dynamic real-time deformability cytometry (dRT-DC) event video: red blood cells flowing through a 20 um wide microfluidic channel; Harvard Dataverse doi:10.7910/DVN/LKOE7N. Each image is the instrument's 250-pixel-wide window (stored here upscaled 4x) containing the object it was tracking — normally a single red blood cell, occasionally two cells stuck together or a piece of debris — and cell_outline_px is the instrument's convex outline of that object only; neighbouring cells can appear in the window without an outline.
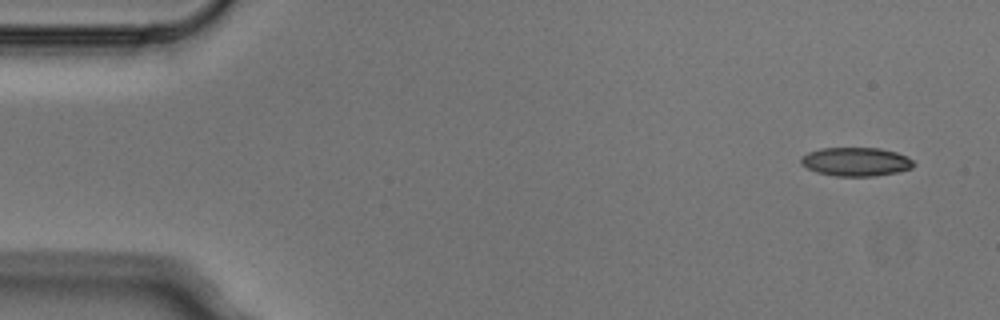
{"species": "Egyptian fruit bat (a non-hibernating species)", "species_latin": "Rousettus aegyptiacus", "temperature_condition": "cold", "stored_images_in_passage": 4, "camera_frame_rate_fps": 3000, "um_per_image_px": 0.085, "animal": {"sex": "male"}, "frame": {"image": 1, "passage_image": 1, "time_ms": 0.0, "image_size_px": [1000, 320], "cell_outline_px": [[916, 164], [912, 168], [896, 172], [872, 176], [836, 176], [816, 172], [800, 164], [800, 160], [808, 152], [820, 148], [880, 148], [896, 152], [912, 160]], "centroid_in_image_um": [72.74, 13.74], "position_along_channel_um": 12.3, "area_um2": 18.73}}